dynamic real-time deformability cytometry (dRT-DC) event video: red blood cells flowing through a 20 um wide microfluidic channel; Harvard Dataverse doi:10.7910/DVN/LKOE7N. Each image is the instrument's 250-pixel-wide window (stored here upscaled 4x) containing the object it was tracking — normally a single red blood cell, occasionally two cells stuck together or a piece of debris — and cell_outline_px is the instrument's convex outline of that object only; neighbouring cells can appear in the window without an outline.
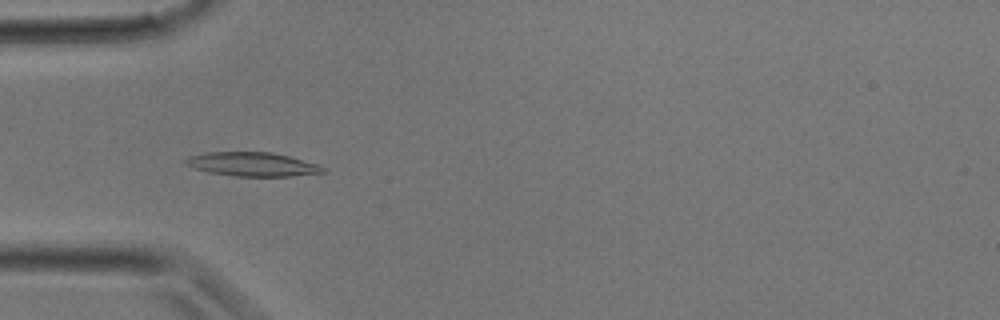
{"species": "common noctule bat (a hibernating species)", "species_latin": "Nyctalus noctula", "temperature_condition": "room temperature", "stored_images_in_passage": 30, "camera_frame_rate_fps": 3000, "um_per_image_px": 0.085, "animal": {"sex": "male", "body_mass_g": 17.9}, "frame": {"image": 1, "passage_image": 9, "time_ms": 2.667, "image_size_px": [1000, 320], "cell_outline_px": [[324, 172], [292, 176], [236, 176], [208, 172], [184, 164], [180, 160], [188, 156], [204, 152], [272, 152], [320, 164], [324, 168]], "centroid_in_image_um": [21.4, 13.95], "position_along_channel_um": 63.6, "area_um2": 19.25}}
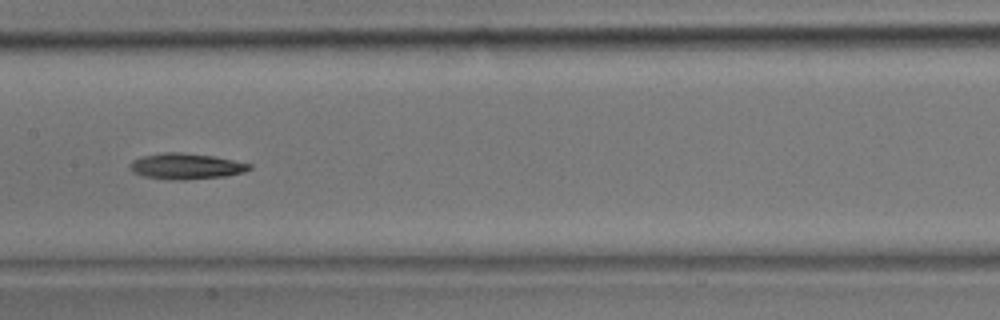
{"frame": {"image": 2, "passage_image": 15, "time_ms": 4.667, "image_size_px": [1000, 320], "cell_outline_px": [[252, 168], [244, 172], [228, 176], [184, 180], [172, 180], [144, 176], [132, 172], [128, 168], [128, 164], [132, 160], [140, 156], [164, 152], [180, 152], [212, 156], [252, 164]], "centroid_in_image_um": [15.77, 14.13], "position_along_channel_um": 191.6, "area_um2": 18.21}}
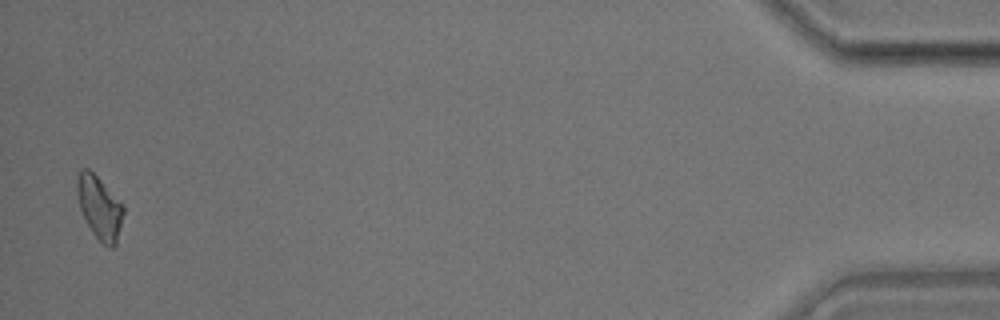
{"frame": {"image": 3, "passage_image": 30, "time_ms": 9.667, "image_size_px": [1000, 320], "cell_outline_px": [[124, 212], [116, 244], [112, 248], [108, 248], [92, 232], [80, 208], [76, 192], [76, 180], [80, 172], [84, 168], [88, 168], [124, 204]], "centroid_in_image_um": [8.47, 17.64], "position_along_channel_um": 426.7, "area_um2": 16.82}}